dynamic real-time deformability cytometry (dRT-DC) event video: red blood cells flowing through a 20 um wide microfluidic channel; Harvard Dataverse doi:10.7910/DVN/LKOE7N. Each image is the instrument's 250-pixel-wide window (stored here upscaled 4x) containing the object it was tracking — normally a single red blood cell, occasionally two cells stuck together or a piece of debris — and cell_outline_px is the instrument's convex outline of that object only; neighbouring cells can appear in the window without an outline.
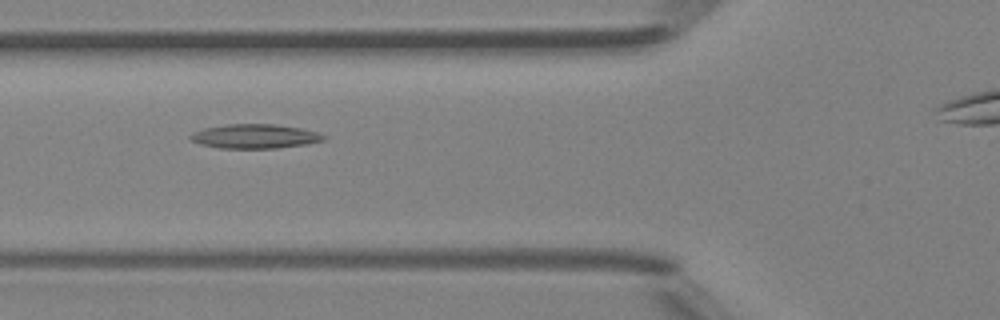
{"species": "Egyptian fruit bat (a non-hibernating species)", "species_latin": "Rousettus aegyptiacus", "temperature_condition": "room temperature", "stored_images_in_passage": 40, "camera_frame_rate_fps": 3000, "um_per_image_px": 0.085, "animal": {"sex": "female"}, "frame": {"image": 1, "passage_image": 15, "time_ms": 4.667, "image_size_px": [1000, 320], "cell_outline_px": [[328, 136], [324, 140], [308, 144], [276, 148], [220, 148], [200, 144], [192, 140], [188, 136], [192, 132], [204, 128], [228, 124], [276, 124], [300, 128], [316, 132]], "centroid_in_image_um": [21.67, 11.58], "position_along_channel_um": 104.1, "area_um2": 18.84}}
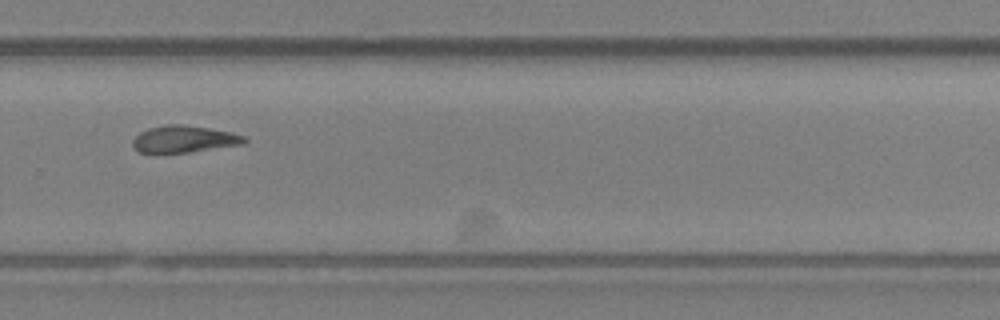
{"frame": {"image": 2, "passage_image": 30, "time_ms": 9.667, "image_size_px": [1000, 320], "cell_outline_px": [[248, 140], [244, 144], [188, 152], [156, 156], [140, 152], [132, 148], [132, 140], [140, 132], [148, 128], [164, 124], [184, 124], [232, 132], [244, 136]], "centroid_in_image_um": [15.57, 11.85], "position_along_channel_um": 314.2, "area_um2": 18.21}}
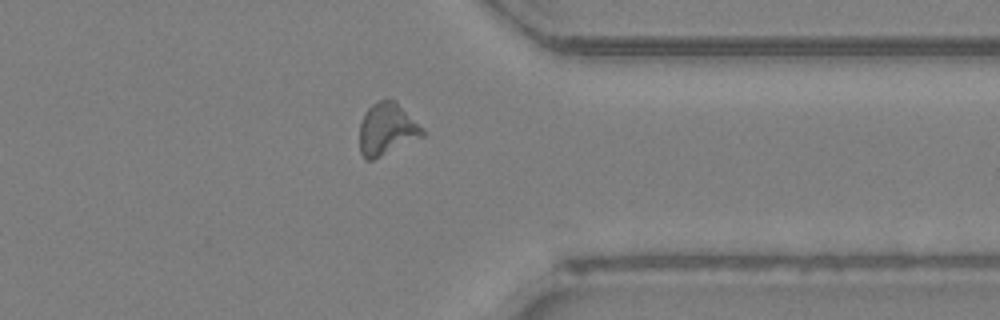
{"frame": {"image": 3, "passage_image": 35, "time_ms": 11.333, "image_size_px": [1000, 320], "cell_outline_px": [[428, 132], [424, 136], [372, 160], [368, 160], [360, 152], [360, 124], [364, 112], [372, 104], [380, 100], [396, 100]], "centroid_in_image_um": [32.92, 10.96], "position_along_channel_um": 378.5, "area_um2": 19.19}}